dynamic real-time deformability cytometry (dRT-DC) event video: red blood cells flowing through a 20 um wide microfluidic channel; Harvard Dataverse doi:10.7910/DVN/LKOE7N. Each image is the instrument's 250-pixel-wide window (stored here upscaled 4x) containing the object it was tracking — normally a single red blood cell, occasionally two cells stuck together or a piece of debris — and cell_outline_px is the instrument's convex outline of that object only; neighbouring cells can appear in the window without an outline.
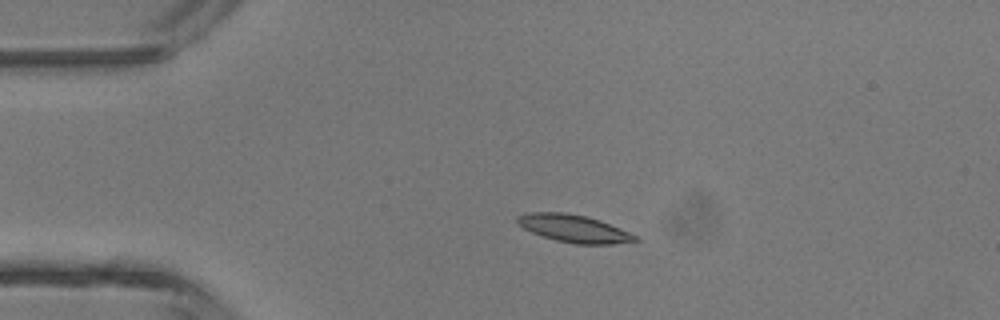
{"species": "common noctule bat (a hibernating species)", "species_latin": "Nyctalus noctula", "temperature_condition": "room temperature", "stored_images_in_passage": 3, "camera_frame_rate_fps": 3000, "um_per_image_px": 0.085, "animal": {"sex": "male", "body_mass_g": 13.3}, "frame": {"image": 1, "passage_image": 2, "time_ms": 1.333, "image_size_px": [1000, 320], "cell_outline_px": [[640, 240], [612, 244], [576, 244], [556, 240], [532, 232], [516, 224], [516, 216], [528, 212], [564, 212], [584, 216], [600, 220], [620, 228], [636, 236]], "centroid_in_image_um": [48.74, 19.41], "position_along_channel_um": 36.3, "area_um2": 18.79}}